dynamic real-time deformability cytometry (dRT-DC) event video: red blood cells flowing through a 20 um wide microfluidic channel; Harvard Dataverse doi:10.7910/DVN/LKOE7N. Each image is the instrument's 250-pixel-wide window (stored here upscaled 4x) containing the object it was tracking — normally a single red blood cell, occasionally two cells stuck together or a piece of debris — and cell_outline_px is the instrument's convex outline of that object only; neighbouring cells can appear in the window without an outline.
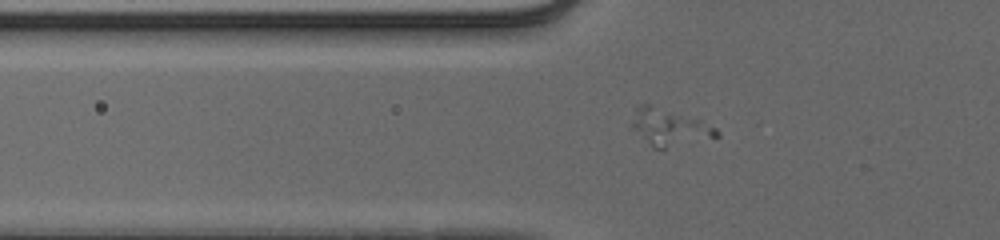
{"species": "human", "species_latin": "Homo sapiens", "temperature_condition": "cold", "stored_images_in_passage": 43, "camera_frame_rate_fps": 3000, "um_per_image_px": 0.085, "donor": {"sex": "male"}, "frame": {"image": 1, "passage_image": 7, "time_ms": 2.0, "image_size_px": [1000, 240], "cell_outline_px": [[720, 136], [664, 148], [652, 148], [632, 128], [632, 124], [636, 104], [648, 104], [700, 120], [716, 128], [720, 132]], "centroid_in_image_um": [56.88, 10.82], "position_along_channel_um": 68.9, "area_um2": 17.74}}